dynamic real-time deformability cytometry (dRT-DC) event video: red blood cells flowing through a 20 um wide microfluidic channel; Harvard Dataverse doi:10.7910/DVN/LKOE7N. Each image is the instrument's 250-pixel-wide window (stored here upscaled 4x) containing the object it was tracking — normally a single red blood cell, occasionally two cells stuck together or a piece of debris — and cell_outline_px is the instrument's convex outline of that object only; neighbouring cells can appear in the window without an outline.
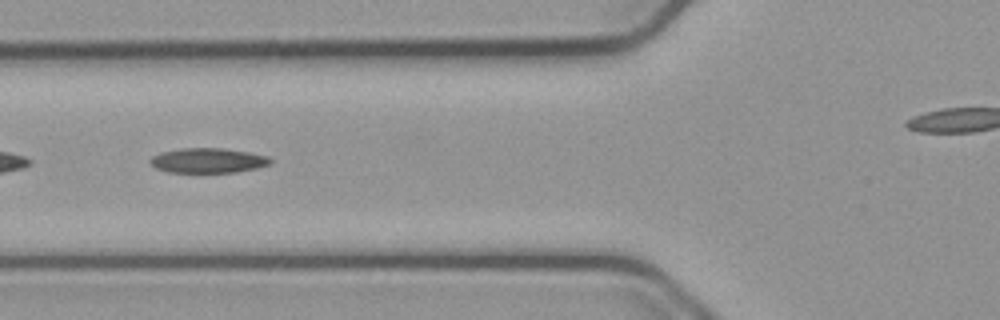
{"species": "common noctule bat (a hibernating species)", "species_latin": "Nyctalus noctula", "temperature_condition": "cold", "stored_images_in_passage": 32, "camera_frame_rate_fps": 3000, "um_per_image_px": 0.085, "animal": {"sex": "male", "body_mass_g": 23.1, "forearm_length_mm": 52.7}, "frame": {"image": 1, "passage_image": 5, "time_ms": 1.333, "image_size_px": [1000, 320], "cell_outline_px": [[272, 164], [256, 168], [236, 172], [168, 172], [156, 168], [148, 160], [152, 156], [160, 152], [180, 148], [224, 148], [248, 152], [268, 156], [272, 160]], "centroid_in_image_um": [17.68, 13.63], "position_along_channel_um": 108.1, "area_um2": 17.46}}